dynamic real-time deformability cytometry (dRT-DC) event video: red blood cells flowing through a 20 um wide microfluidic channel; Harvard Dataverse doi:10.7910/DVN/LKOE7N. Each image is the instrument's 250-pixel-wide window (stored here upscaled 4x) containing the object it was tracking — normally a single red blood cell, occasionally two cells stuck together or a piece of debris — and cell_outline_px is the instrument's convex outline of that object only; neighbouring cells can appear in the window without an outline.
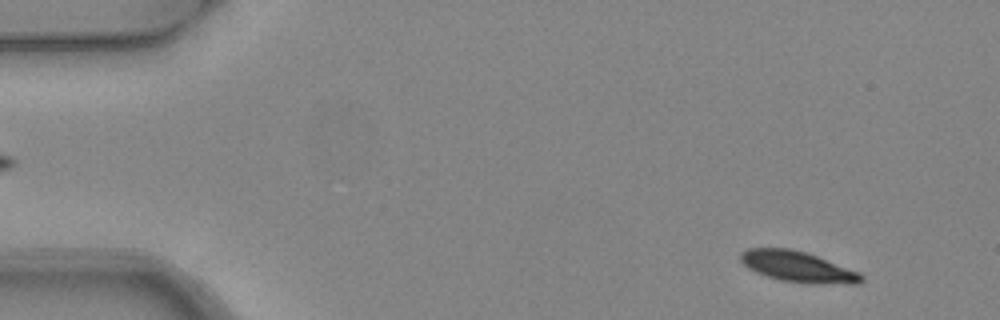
{"species": "common noctule bat (a hibernating species)", "species_latin": "Nyctalus noctula", "temperature_condition": "warm", "stored_images_in_passage": 5, "segment_of_instrument_passage": [1, 2], "camera_frame_rate_fps": 3000, "um_per_image_px": 0.085, "animal": {"sex": "female", "body_mass_g": 24.6, "forearm_length_mm": 56.2}, "frame": {"image": 1, "passage_image": 1, "time_ms": 0.0, "image_size_px": [1000, 320], "cell_outline_px": [[864, 280], [856, 284], [812, 284], [780, 280], [756, 272], [748, 268], [740, 260], [740, 252], [748, 248], [792, 248], [816, 256], [860, 272], [864, 276]], "centroid_in_image_um": [67.83, 22.68], "position_along_channel_um": 17.2, "area_um2": 21.68}}